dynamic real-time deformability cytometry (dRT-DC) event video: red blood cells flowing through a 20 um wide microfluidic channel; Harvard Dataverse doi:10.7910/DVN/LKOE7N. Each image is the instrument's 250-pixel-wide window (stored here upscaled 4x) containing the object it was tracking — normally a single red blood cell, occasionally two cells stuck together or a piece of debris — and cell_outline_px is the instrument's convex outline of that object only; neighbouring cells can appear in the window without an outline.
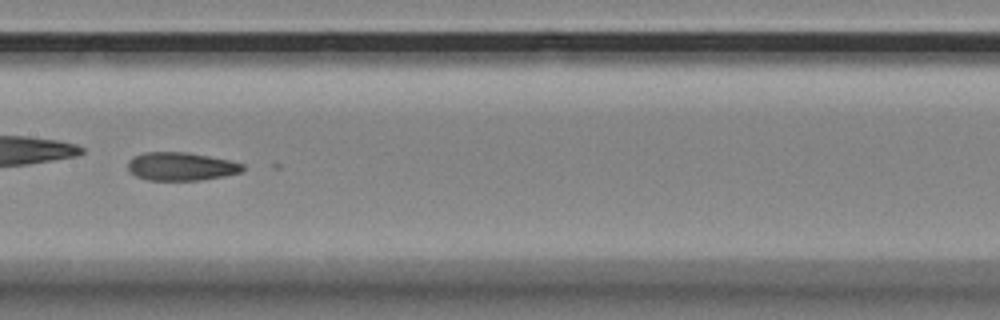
{"species": "Egyptian fruit bat (a non-hibernating species)", "species_latin": "Rousettus aegyptiacus", "temperature_condition": "room temperature", "stored_images_in_passage": 51, "camera_frame_rate_fps": 3000, "um_per_image_px": 0.085, "animal": {"sex": "female"}, "frame": {"image": 1, "passage_image": 28, "time_ms": 9.0, "image_size_px": [1000, 320], "cell_outline_px": [[244, 172], [224, 176], [200, 180], [148, 180], [136, 176], [128, 168], [128, 160], [132, 156], [144, 152], [188, 152], [228, 160], [244, 164]], "centroid_in_image_um": [15.39, 14.14], "position_along_channel_um": 192.0, "area_um2": 18.96}}
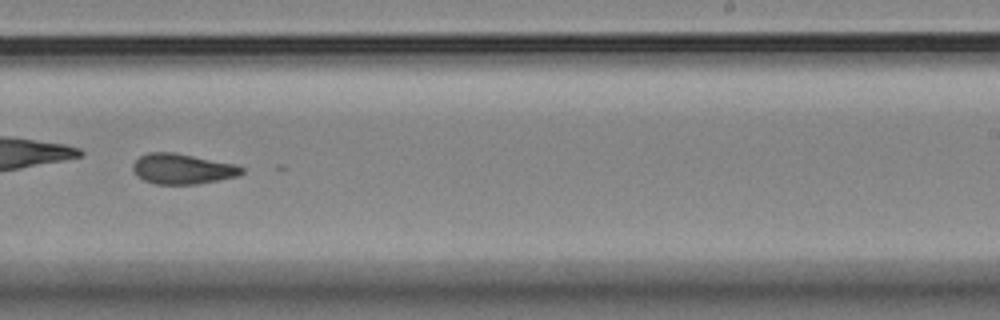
{"frame": {"image": 2, "passage_image": 35, "time_ms": 11.333, "image_size_px": [1000, 320], "cell_outline_px": [[244, 172], [240, 176], [196, 184], [156, 184], [144, 180], [136, 176], [132, 168], [132, 164], [140, 156], [148, 152], [176, 152], [236, 164], [244, 168]], "centroid_in_image_um": [15.52, 14.35], "position_along_channel_um": 273.5, "area_um2": 19.48}, "authors_computed_cell_mechanics": {"area_um2": 19.4208, "velocity_mm_per_s": 3.5112, "shape_relaxation_time_tau1_ms": null, "shape_relaxation_time_tau2_ms": 2.1368, "deformation_change_tau1": null, "deformation_change_tau2": 0.0702}}